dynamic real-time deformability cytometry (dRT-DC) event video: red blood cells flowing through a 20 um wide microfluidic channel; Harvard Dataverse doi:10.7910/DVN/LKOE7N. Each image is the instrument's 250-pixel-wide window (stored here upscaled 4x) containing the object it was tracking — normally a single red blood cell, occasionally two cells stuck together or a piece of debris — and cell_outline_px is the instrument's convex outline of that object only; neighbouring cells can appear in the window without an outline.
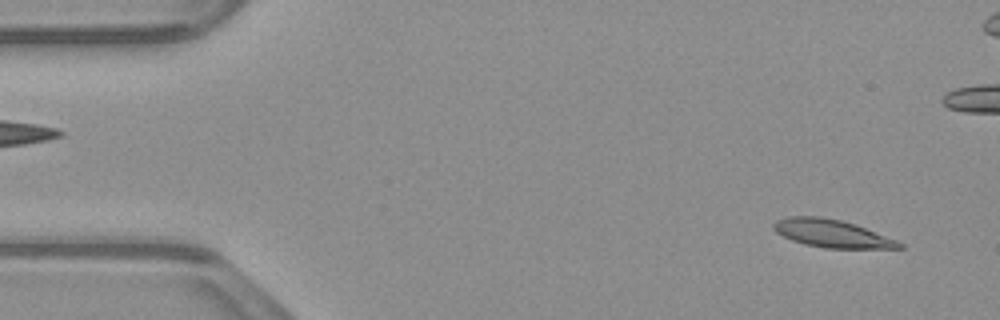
{"species": "common noctule bat (a hibernating species)", "species_latin": "Nyctalus noctula", "temperature_condition": "warm", "stored_images_in_passage": 51, "camera_frame_rate_fps": 3000, "um_per_image_px": 0.085, "animal": {"sex": "male", "body_mass_g": 23.1, "forearm_length_mm": 52.7}, "frame": {"image": 1, "passage_image": 1, "time_ms": 0.0, "image_size_px": [1000, 320], "cell_outline_px": [[904, 248], [824, 248], [804, 244], [792, 240], [776, 232], [772, 228], [772, 224], [776, 220], [788, 216], [820, 216], [840, 220], [856, 224], [896, 240], [904, 244]], "centroid_in_image_um": [70.68, 19.84], "position_along_channel_um": 14.3, "area_um2": 20.35}}
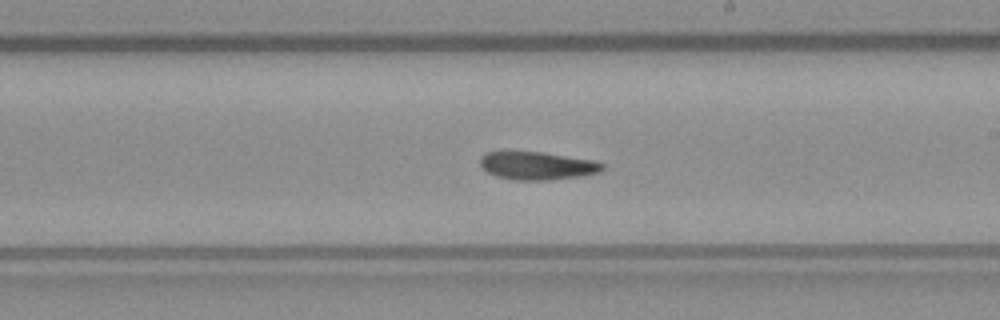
{"frame": {"image": 2, "passage_image": 27, "time_ms": 8.667, "image_size_px": [1000, 320], "cell_outline_px": [[604, 168], [600, 172], [584, 176], [552, 180], [512, 180], [496, 176], [488, 172], [480, 164], [480, 156], [484, 152], [544, 152], [596, 160], [604, 164]], "centroid_in_image_um": [45.71, 14.09], "position_along_channel_um": 243.3, "area_um2": 20.23}}
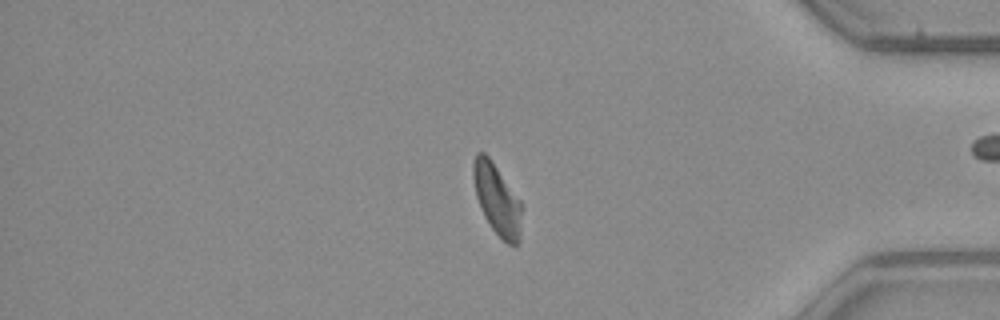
{"frame": {"image": 3, "passage_image": 41, "time_ms": 13.333, "image_size_px": [1000, 320], "cell_outline_px": [[520, 240], [516, 244], [508, 244], [492, 228], [484, 216], [476, 196], [472, 176], [472, 164], [476, 152], [484, 152], [488, 156], [520, 200]], "centroid_in_image_um": [42.2, 16.91], "position_along_channel_um": 393.0, "area_um2": 19.54}, "authors_computed_cell_mechanics": {"area_um2": 20.2878, "velocity_mm_per_s": 3.8913, "shape_relaxation_time_tau1_ms": null, "shape_relaxation_time_tau2_ms": 5.3972, "deformation_change_tau1": null, "deformation_change_tau2": 0.1223}}